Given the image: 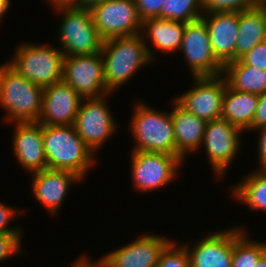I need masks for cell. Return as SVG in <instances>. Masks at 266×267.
I'll return each instance as SVG.
<instances>
[{
	"label": "cell",
	"instance_id": "d590c367",
	"mask_svg": "<svg viewBox=\"0 0 266 267\" xmlns=\"http://www.w3.org/2000/svg\"><path fill=\"white\" fill-rule=\"evenodd\" d=\"M106 1L108 0H73L69 5L91 10L95 6L103 4Z\"/></svg>",
	"mask_w": 266,
	"mask_h": 267
},
{
	"label": "cell",
	"instance_id": "484cf974",
	"mask_svg": "<svg viewBox=\"0 0 266 267\" xmlns=\"http://www.w3.org/2000/svg\"><path fill=\"white\" fill-rule=\"evenodd\" d=\"M245 231L234 227L232 267H254L266 253V243L249 240Z\"/></svg>",
	"mask_w": 266,
	"mask_h": 267
},
{
	"label": "cell",
	"instance_id": "d4e9b609",
	"mask_svg": "<svg viewBox=\"0 0 266 267\" xmlns=\"http://www.w3.org/2000/svg\"><path fill=\"white\" fill-rule=\"evenodd\" d=\"M233 195L252 210L266 211V170L253 171L234 186Z\"/></svg>",
	"mask_w": 266,
	"mask_h": 267
},
{
	"label": "cell",
	"instance_id": "cb8c5ba5",
	"mask_svg": "<svg viewBox=\"0 0 266 267\" xmlns=\"http://www.w3.org/2000/svg\"><path fill=\"white\" fill-rule=\"evenodd\" d=\"M227 85L236 90L257 95L266 92V70L244 64L240 59L223 66Z\"/></svg>",
	"mask_w": 266,
	"mask_h": 267
},
{
	"label": "cell",
	"instance_id": "8d00e7d4",
	"mask_svg": "<svg viewBox=\"0 0 266 267\" xmlns=\"http://www.w3.org/2000/svg\"><path fill=\"white\" fill-rule=\"evenodd\" d=\"M73 267H108L101 259L98 262H91L87 256H81L77 259Z\"/></svg>",
	"mask_w": 266,
	"mask_h": 267
},
{
	"label": "cell",
	"instance_id": "9a60e30c",
	"mask_svg": "<svg viewBox=\"0 0 266 267\" xmlns=\"http://www.w3.org/2000/svg\"><path fill=\"white\" fill-rule=\"evenodd\" d=\"M82 98L64 81L44 87L42 125H74Z\"/></svg>",
	"mask_w": 266,
	"mask_h": 267
},
{
	"label": "cell",
	"instance_id": "74e56055",
	"mask_svg": "<svg viewBox=\"0 0 266 267\" xmlns=\"http://www.w3.org/2000/svg\"><path fill=\"white\" fill-rule=\"evenodd\" d=\"M11 0H0V20L2 21V17H4L5 13H7L8 8L11 5Z\"/></svg>",
	"mask_w": 266,
	"mask_h": 267
},
{
	"label": "cell",
	"instance_id": "e0dca14e",
	"mask_svg": "<svg viewBox=\"0 0 266 267\" xmlns=\"http://www.w3.org/2000/svg\"><path fill=\"white\" fill-rule=\"evenodd\" d=\"M201 18L206 23L209 40L217 60L223 66L234 61L239 12H212L203 14Z\"/></svg>",
	"mask_w": 266,
	"mask_h": 267
},
{
	"label": "cell",
	"instance_id": "7a4b0ae2",
	"mask_svg": "<svg viewBox=\"0 0 266 267\" xmlns=\"http://www.w3.org/2000/svg\"><path fill=\"white\" fill-rule=\"evenodd\" d=\"M141 34L103 41L102 58L107 89L112 93L149 64L155 54L146 45Z\"/></svg>",
	"mask_w": 266,
	"mask_h": 267
},
{
	"label": "cell",
	"instance_id": "44dd1931",
	"mask_svg": "<svg viewBox=\"0 0 266 267\" xmlns=\"http://www.w3.org/2000/svg\"><path fill=\"white\" fill-rule=\"evenodd\" d=\"M266 40V0L258 6L239 12V28L235 47V60L257 44Z\"/></svg>",
	"mask_w": 266,
	"mask_h": 267
},
{
	"label": "cell",
	"instance_id": "d6a6232c",
	"mask_svg": "<svg viewBox=\"0 0 266 267\" xmlns=\"http://www.w3.org/2000/svg\"><path fill=\"white\" fill-rule=\"evenodd\" d=\"M16 213L19 214V211L0 202V234H22L21 228L8 226L13 216L17 215Z\"/></svg>",
	"mask_w": 266,
	"mask_h": 267
},
{
	"label": "cell",
	"instance_id": "9c48e42d",
	"mask_svg": "<svg viewBox=\"0 0 266 267\" xmlns=\"http://www.w3.org/2000/svg\"><path fill=\"white\" fill-rule=\"evenodd\" d=\"M132 180L138 191H153L175 179L181 158L155 152L132 151Z\"/></svg>",
	"mask_w": 266,
	"mask_h": 267
},
{
	"label": "cell",
	"instance_id": "603a6c76",
	"mask_svg": "<svg viewBox=\"0 0 266 267\" xmlns=\"http://www.w3.org/2000/svg\"><path fill=\"white\" fill-rule=\"evenodd\" d=\"M185 24L169 19L148 18L142 22L141 35L144 39L150 38L156 49L170 53L180 50Z\"/></svg>",
	"mask_w": 266,
	"mask_h": 267
},
{
	"label": "cell",
	"instance_id": "4316f807",
	"mask_svg": "<svg viewBox=\"0 0 266 267\" xmlns=\"http://www.w3.org/2000/svg\"><path fill=\"white\" fill-rule=\"evenodd\" d=\"M203 14V0H166L160 19L188 23L200 19Z\"/></svg>",
	"mask_w": 266,
	"mask_h": 267
},
{
	"label": "cell",
	"instance_id": "836d02e7",
	"mask_svg": "<svg viewBox=\"0 0 266 267\" xmlns=\"http://www.w3.org/2000/svg\"><path fill=\"white\" fill-rule=\"evenodd\" d=\"M266 127V92L259 95V101L255 113V117L252 122V126L248 129L259 130L260 128Z\"/></svg>",
	"mask_w": 266,
	"mask_h": 267
},
{
	"label": "cell",
	"instance_id": "6da1fadb",
	"mask_svg": "<svg viewBox=\"0 0 266 267\" xmlns=\"http://www.w3.org/2000/svg\"><path fill=\"white\" fill-rule=\"evenodd\" d=\"M43 146L48 169L68 171L82 179L95 163L94 152L74 125H43Z\"/></svg>",
	"mask_w": 266,
	"mask_h": 267
},
{
	"label": "cell",
	"instance_id": "83f0119b",
	"mask_svg": "<svg viewBox=\"0 0 266 267\" xmlns=\"http://www.w3.org/2000/svg\"><path fill=\"white\" fill-rule=\"evenodd\" d=\"M264 0H203V13L241 12L258 6Z\"/></svg>",
	"mask_w": 266,
	"mask_h": 267
},
{
	"label": "cell",
	"instance_id": "ba28073f",
	"mask_svg": "<svg viewBox=\"0 0 266 267\" xmlns=\"http://www.w3.org/2000/svg\"><path fill=\"white\" fill-rule=\"evenodd\" d=\"M90 12L103 41L141 34L142 20L135 0H108Z\"/></svg>",
	"mask_w": 266,
	"mask_h": 267
},
{
	"label": "cell",
	"instance_id": "e575fe53",
	"mask_svg": "<svg viewBox=\"0 0 266 267\" xmlns=\"http://www.w3.org/2000/svg\"><path fill=\"white\" fill-rule=\"evenodd\" d=\"M258 151L260 170H266V127L259 129Z\"/></svg>",
	"mask_w": 266,
	"mask_h": 267
},
{
	"label": "cell",
	"instance_id": "5b68a950",
	"mask_svg": "<svg viewBox=\"0 0 266 267\" xmlns=\"http://www.w3.org/2000/svg\"><path fill=\"white\" fill-rule=\"evenodd\" d=\"M65 55L57 47L23 43L7 63L19 74L41 87L63 81Z\"/></svg>",
	"mask_w": 266,
	"mask_h": 267
},
{
	"label": "cell",
	"instance_id": "1f68e13d",
	"mask_svg": "<svg viewBox=\"0 0 266 267\" xmlns=\"http://www.w3.org/2000/svg\"><path fill=\"white\" fill-rule=\"evenodd\" d=\"M166 0H135L137 12L142 22L148 18H160Z\"/></svg>",
	"mask_w": 266,
	"mask_h": 267
},
{
	"label": "cell",
	"instance_id": "f546056e",
	"mask_svg": "<svg viewBox=\"0 0 266 267\" xmlns=\"http://www.w3.org/2000/svg\"><path fill=\"white\" fill-rule=\"evenodd\" d=\"M22 234H0V262L14 253L18 254L21 248Z\"/></svg>",
	"mask_w": 266,
	"mask_h": 267
},
{
	"label": "cell",
	"instance_id": "5bb4252c",
	"mask_svg": "<svg viewBox=\"0 0 266 267\" xmlns=\"http://www.w3.org/2000/svg\"><path fill=\"white\" fill-rule=\"evenodd\" d=\"M165 236L143 235L138 240L105 254L108 267H156L163 250L172 242Z\"/></svg>",
	"mask_w": 266,
	"mask_h": 267
},
{
	"label": "cell",
	"instance_id": "4dcf8cb0",
	"mask_svg": "<svg viewBox=\"0 0 266 267\" xmlns=\"http://www.w3.org/2000/svg\"><path fill=\"white\" fill-rule=\"evenodd\" d=\"M240 60L246 65L266 70V40L250 49Z\"/></svg>",
	"mask_w": 266,
	"mask_h": 267
},
{
	"label": "cell",
	"instance_id": "3957f363",
	"mask_svg": "<svg viewBox=\"0 0 266 267\" xmlns=\"http://www.w3.org/2000/svg\"><path fill=\"white\" fill-rule=\"evenodd\" d=\"M44 88L19 74L7 62L0 65V105L5 121L36 122L42 111Z\"/></svg>",
	"mask_w": 266,
	"mask_h": 267
},
{
	"label": "cell",
	"instance_id": "ab89813d",
	"mask_svg": "<svg viewBox=\"0 0 266 267\" xmlns=\"http://www.w3.org/2000/svg\"><path fill=\"white\" fill-rule=\"evenodd\" d=\"M254 267H266V253L259 259L257 264H254Z\"/></svg>",
	"mask_w": 266,
	"mask_h": 267
},
{
	"label": "cell",
	"instance_id": "ac0fdd59",
	"mask_svg": "<svg viewBox=\"0 0 266 267\" xmlns=\"http://www.w3.org/2000/svg\"><path fill=\"white\" fill-rule=\"evenodd\" d=\"M13 151L20 165L36 173L47 169L43 146V125L36 122H16Z\"/></svg>",
	"mask_w": 266,
	"mask_h": 267
},
{
	"label": "cell",
	"instance_id": "4fadbf2b",
	"mask_svg": "<svg viewBox=\"0 0 266 267\" xmlns=\"http://www.w3.org/2000/svg\"><path fill=\"white\" fill-rule=\"evenodd\" d=\"M241 132L244 131L223 118L206 123L202 146H205L210 165L217 175L224 174L239 153Z\"/></svg>",
	"mask_w": 266,
	"mask_h": 267
},
{
	"label": "cell",
	"instance_id": "f1b7e54d",
	"mask_svg": "<svg viewBox=\"0 0 266 267\" xmlns=\"http://www.w3.org/2000/svg\"><path fill=\"white\" fill-rule=\"evenodd\" d=\"M171 242L161 253L156 267H190V260L187 250L182 246H175Z\"/></svg>",
	"mask_w": 266,
	"mask_h": 267
},
{
	"label": "cell",
	"instance_id": "2e32d148",
	"mask_svg": "<svg viewBox=\"0 0 266 267\" xmlns=\"http://www.w3.org/2000/svg\"><path fill=\"white\" fill-rule=\"evenodd\" d=\"M196 245V246H195ZM188 252L190 267H232L234 228L216 231L202 238Z\"/></svg>",
	"mask_w": 266,
	"mask_h": 267
},
{
	"label": "cell",
	"instance_id": "f35d334b",
	"mask_svg": "<svg viewBox=\"0 0 266 267\" xmlns=\"http://www.w3.org/2000/svg\"><path fill=\"white\" fill-rule=\"evenodd\" d=\"M50 5L56 6V5H69L73 0H48Z\"/></svg>",
	"mask_w": 266,
	"mask_h": 267
},
{
	"label": "cell",
	"instance_id": "30bf717a",
	"mask_svg": "<svg viewBox=\"0 0 266 267\" xmlns=\"http://www.w3.org/2000/svg\"><path fill=\"white\" fill-rule=\"evenodd\" d=\"M105 97L82 99L74 123L77 134L94 153L117 130Z\"/></svg>",
	"mask_w": 266,
	"mask_h": 267
},
{
	"label": "cell",
	"instance_id": "d6986e66",
	"mask_svg": "<svg viewBox=\"0 0 266 267\" xmlns=\"http://www.w3.org/2000/svg\"><path fill=\"white\" fill-rule=\"evenodd\" d=\"M32 176H34L32 189L35 198L52 214H55L63 204L70 184L82 180L74 173L48 168L33 173Z\"/></svg>",
	"mask_w": 266,
	"mask_h": 267
},
{
	"label": "cell",
	"instance_id": "ffe728a7",
	"mask_svg": "<svg viewBox=\"0 0 266 267\" xmlns=\"http://www.w3.org/2000/svg\"><path fill=\"white\" fill-rule=\"evenodd\" d=\"M171 111L176 143V156L184 162L185 155L199 150L203 143L206 121L186 111L174 100Z\"/></svg>",
	"mask_w": 266,
	"mask_h": 267
},
{
	"label": "cell",
	"instance_id": "8fae6325",
	"mask_svg": "<svg viewBox=\"0 0 266 267\" xmlns=\"http://www.w3.org/2000/svg\"><path fill=\"white\" fill-rule=\"evenodd\" d=\"M192 77L217 76L223 65L214 55L205 21L200 18L185 24L180 46Z\"/></svg>",
	"mask_w": 266,
	"mask_h": 267
},
{
	"label": "cell",
	"instance_id": "7402d4cb",
	"mask_svg": "<svg viewBox=\"0 0 266 267\" xmlns=\"http://www.w3.org/2000/svg\"><path fill=\"white\" fill-rule=\"evenodd\" d=\"M258 101L259 95L236 91L226 83L221 118L243 131H248L252 126Z\"/></svg>",
	"mask_w": 266,
	"mask_h": 267
},
{
	"label": "cell",
	"instance_id": "8992f818",
	"mask_svg": "<svg viewBox=\"0 0 266 267\" xmlns=\"http://www.w3.org/2000/svg\"><path fill=\"white\" fill-rule=\"evenodd\" d=\"M63 13L59 29V43L65 56L91 55L101 52L103 40L100 37L90 10L71 5H56L53 9Z\"/></svg>",
	"mask_w": 266,
	"mask_h": 267
},
{
	"label": "cell",
	"instance_id": "52a82bcc",
	"mask_svg": "<svg viewBox=\"0 0 266 267\" xmlns=\"http://www.w3.org/2000/svg\"><path fill=\"white\" fill-rule=\"evenodd\" d=\"M63 81L82 99L100 98L111 92L104 78V61L101 52L91 55L65 56Z\"/></svg>",
	"mask_w": 266,
	"mask_h": 267
},
{
	"label": "cell",
	"instance_id": "277c9868",
	"mask_svg": "<svg viewBox=\"0 0 266 267\" xmlns=\"http://www.w3.org/2000/svg\"><path fill=\"white\" fill-rule=\"evenodd\" d=\"M137 102L130 129L137 141L132 151L165 153L176 156V143L171 113L156 111Z\"/></svg>",
	"mask_w": 266,
	"mask_h": 267
},
{
	"label": "cell",
	"instance_id": "7c38bea8",
	"mask_svg": "<svg viewBox=\"0 0 266 267\" xmlns=\"http://www.w3.org/2000/svg\"><path fill=\"white\" fill-rule=\"evenodd\" d=\"M223 75L193 77L195 86L174 100L186 111L206 122L222 115L226 80Z\"/></svg>",
	"mask_w": 266,
	"mask_h": 267
}]
</instances>
